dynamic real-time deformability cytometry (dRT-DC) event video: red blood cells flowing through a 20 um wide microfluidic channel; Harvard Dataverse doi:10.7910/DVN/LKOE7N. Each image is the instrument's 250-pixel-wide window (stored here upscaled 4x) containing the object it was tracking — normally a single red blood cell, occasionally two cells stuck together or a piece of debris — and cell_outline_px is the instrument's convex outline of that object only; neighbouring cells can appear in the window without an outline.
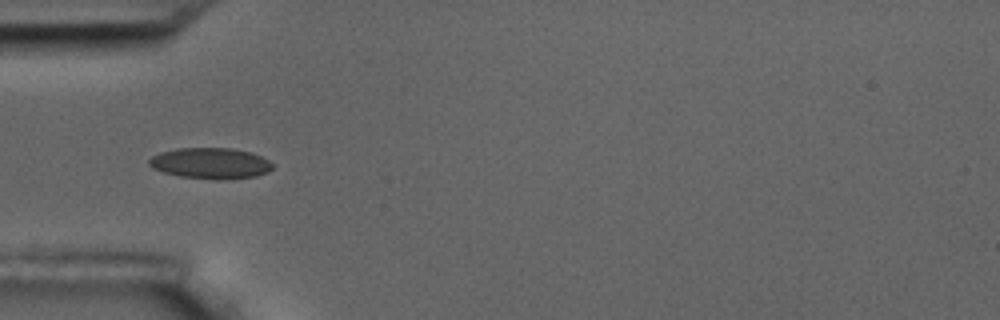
{"species": "common noctule bat (a hibernating species)", "species_latin": "Nyctalus noctula", "temperature_condition": "room temperature", "stored_images_in_passage": 7, "camera_frame_rate_fps": 3000, "um_per_image_px": 0.085, "animal": {"sex": "male", "body_mass_g": 17.5, "forearm_length_mm": 52.3}, "frame": {"image": 1, "passage_image": 4, "time_ms": 3.667, "image_size_px": [1000, 320], "cell_outline_px": [[272, 168], [268, 172], [256, 176], [220, 180], [180, 176], [164, 172], [152, 168], [148, 164], [148, 160], [152, 156], [160, 152], [176, 148], [232, 148], [252, 152], [268, 160], [272, 164]], "centroid_in_image_um": [17.88, 13.87], "position_along_channel_um": 67.1, "area_um2": 22.31}}
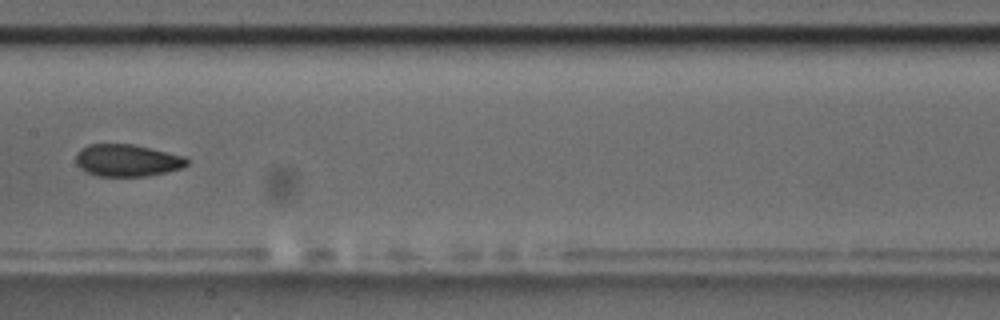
{"frame": {"image": 2, "passage_image": 7, "time_ms": 7.333, "image_size_px": [1000, 320], "cell_outline_px": [[188, 164], [180, 168], [148, 176], [96, 176], [80, 168], [76, 164], [76, 156], [80, 148], [88, 144], [132, 144], [184, 156], [188, 160]], "centroid_in_image_um": [10.77, 13.63], "position_along_channel_um": 196.6, "area_um2": 20.63}}